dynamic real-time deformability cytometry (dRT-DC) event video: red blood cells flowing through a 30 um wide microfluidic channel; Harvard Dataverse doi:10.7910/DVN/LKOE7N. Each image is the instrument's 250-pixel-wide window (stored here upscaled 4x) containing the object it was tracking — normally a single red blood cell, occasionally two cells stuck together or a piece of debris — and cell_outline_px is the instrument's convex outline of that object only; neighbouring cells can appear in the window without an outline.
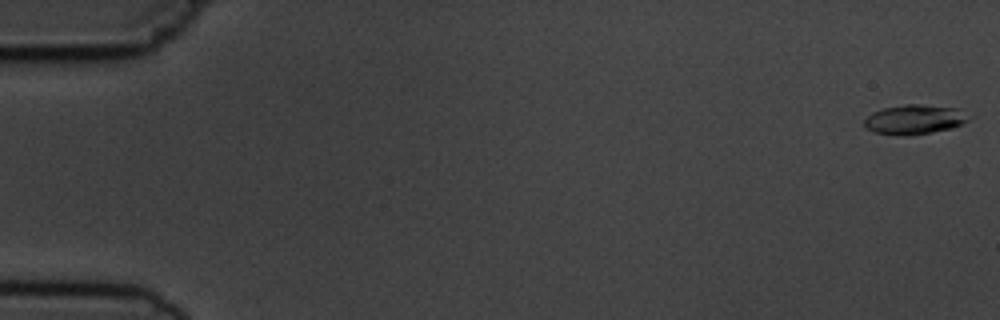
{"species": "common noctule bat (a hibernating species)", "species_latin": "Nyctalus noctula", "temperature_condition": "cold", "stored_images_in_passage": 8, "camera_frame_rate_fps": 3000, "um_per_image_px": 0.085, "animal": {"sex": "male", "body_mass_g": 19.5, "forearm_length_mm": 54.6}, "frame": {"image": 1, "passage_image": 1, "time_ms": 0.0, "image_size_px": [1000, 320], "cell_outline_px": [[972, 116], [968, 120], [952, 128], [908, 136], [876, 132], [868, 128], [864, 124], [864, 120], [872, 112], [884, 108], [904, 104], [920, 104], [960, 108]], "centroid_in_image_um": [77.78, 10.13], "position_along_channel_um": 7.2, "area_um2": 17.92}}
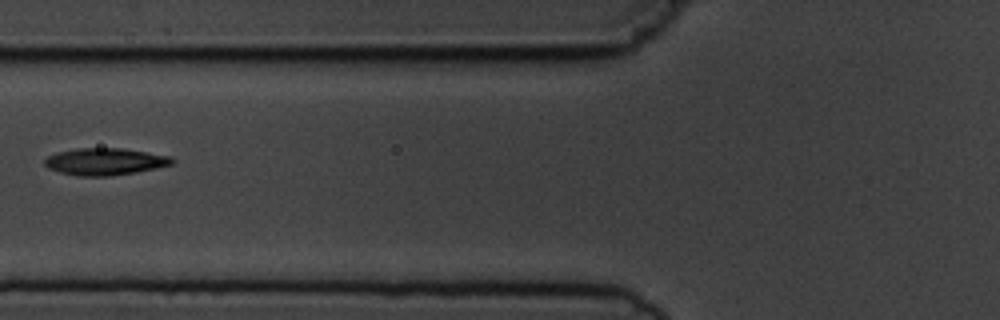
{"frame": {"image": 2, "passage_image": 7, "time_ms": 7.0, "image_size_px": [1000, 320], "cell_outline_px": [[176, 160], [172, 164], [156, 168], [136, 172], [108, 176], [76, 176], [60, 172], [48, 168], [44, 164], [44, 160], [48, 156], [60, 152], [76, 148], [120, 148], [172, 156]], "centroid_in_image_um": [8.94, 13.74], "position_along_channel_um": 116.9, "area_um2": 20.0}}
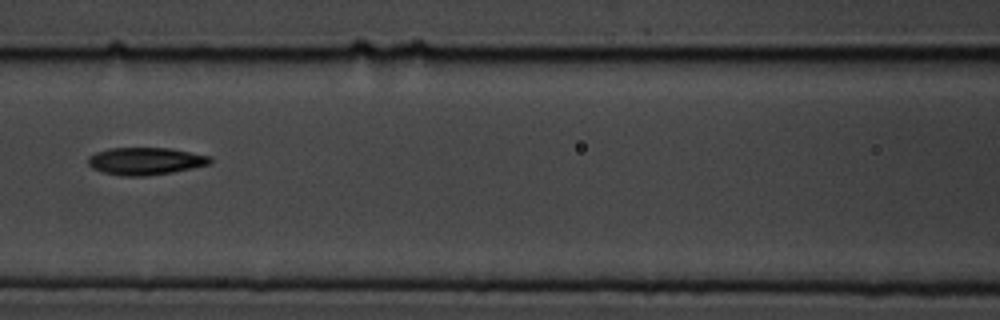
{"frame": {"image": 3, "passage_image": 8, "time_ms": 8.0, "image_size_px": [1000, 320], "cell_outline_px": [[212, 164], [172, 172], [148, 176], [120, 176], [104, 172], [92, 168], [88, 164], [88, 156], [96, 152], [108, 148], [168, 148], [212, 156]], "centroid_in_image_um": [12.37, 13.69], "position_along_channel_um": 154.2, "area_um2": 19.59}}